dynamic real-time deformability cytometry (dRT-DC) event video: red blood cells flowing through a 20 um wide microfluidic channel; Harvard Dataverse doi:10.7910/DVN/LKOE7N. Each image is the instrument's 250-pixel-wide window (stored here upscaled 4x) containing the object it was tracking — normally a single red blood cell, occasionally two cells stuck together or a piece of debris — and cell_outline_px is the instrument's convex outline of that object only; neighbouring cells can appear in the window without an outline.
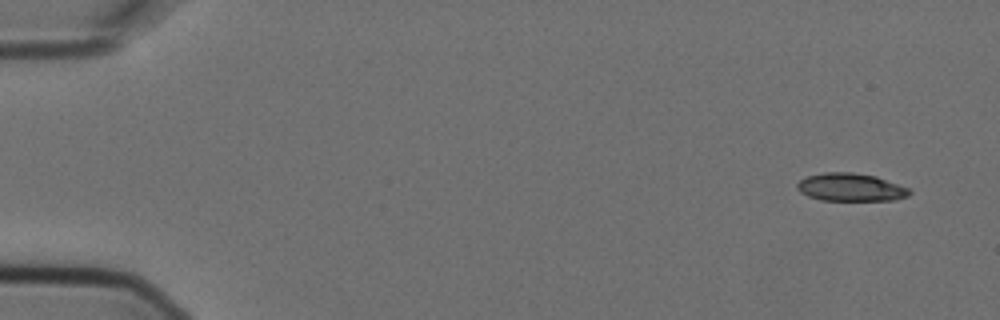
{"species": "Egyptian fruit bat (a non-hibernating species)", "species_latin": "Rousettus aegyptiacus", "temperature_condition": "cold", "stored_images_in_passage": 5, "camera_frame_rate_fps": 3000, "um_per_image_px": 0.085, "animal": {"sex": "female"}, "frame": {"image": 1, "passage_image": 1, "time_ms": 0.0, "image_size_px": [1000, 320], "cell_outline_px": [[912, 192], [908, 196], [896, 200], [820, 200], [808, 196], [800, 192], [796, 188], [796, 184], [800, 180], [808, 176], [824, 172], [852, 172], [876, 176], [908, 188]], "centroid_in_image_um": [72.29, 15.92], "position_along_channel_um": 12.7, "area_um2": 18.26}}